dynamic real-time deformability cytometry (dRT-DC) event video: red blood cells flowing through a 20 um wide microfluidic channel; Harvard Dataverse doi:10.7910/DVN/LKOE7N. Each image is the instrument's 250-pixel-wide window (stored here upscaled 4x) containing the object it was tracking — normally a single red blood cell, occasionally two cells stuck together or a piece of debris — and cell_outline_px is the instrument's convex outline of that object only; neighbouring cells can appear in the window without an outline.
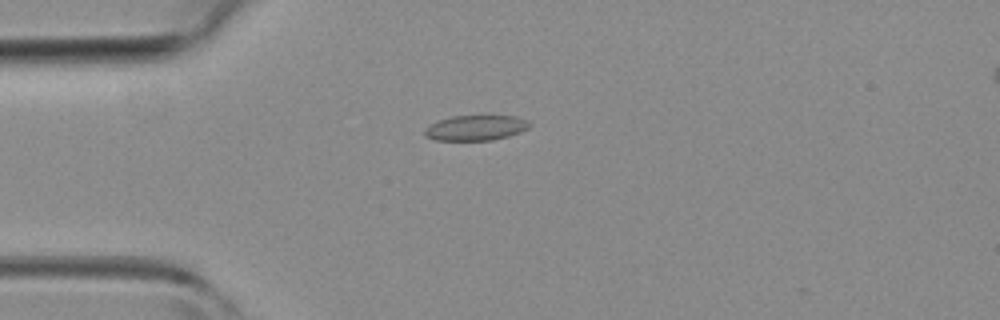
{"species": "common noctule bat (a hibernating species)", "species_latin": "Nyctalus noctula", "temperature_condition": "room temperature", "stored_images_in_passage": 36, "camera_frame_rate_fps": 3000, "um_per_image_px": 0.085, "animal": {"sex": "female", "body_mass_g": 19.3, "forearm_length_mm": 54.1}, "frame": {"image": 1, "passage_image": 3, "time_ms": 0.667, "image_size_px": [1000, 320], "cell_outline_px": [[532, 124], [528, 128], [520, 132], [508, 136], [492, 140], [436, 140], [424, 136], [424, 128], [436, 120], [452, 116], [492, 112], [516, 116], [528, 120]], "centroid_in_image_um": [40.47, 10.8], "position_along_channel_um": 44.5, "area_um2": 16.47}}
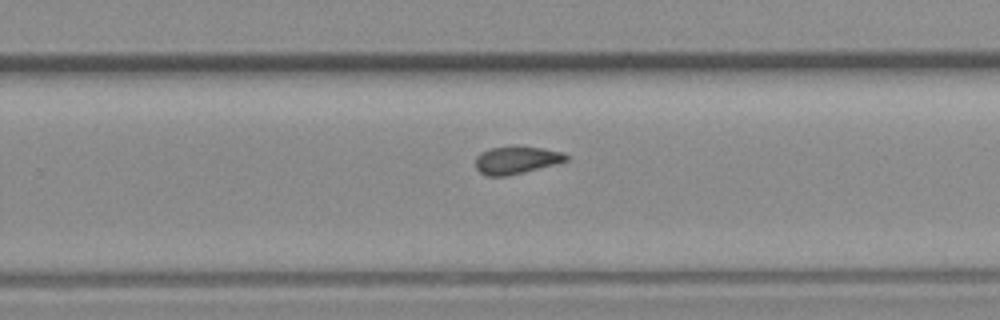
{"frame": {"image": 2, "passage_image": 20, "time_ms": 6.333, "image_size_px": [1000, 320], "cell_outline_px": [[568, 160], [556, 164], [524, 172], [504, 176], [484, 176], [476, 168], [476, 156], [492, 148], [540, 148], [564, 152], [568, 156]], "centroid_in_image_um": [43.91, 13.64], "position_along_channel_um": 285.9, "area_um2": 14.05}}
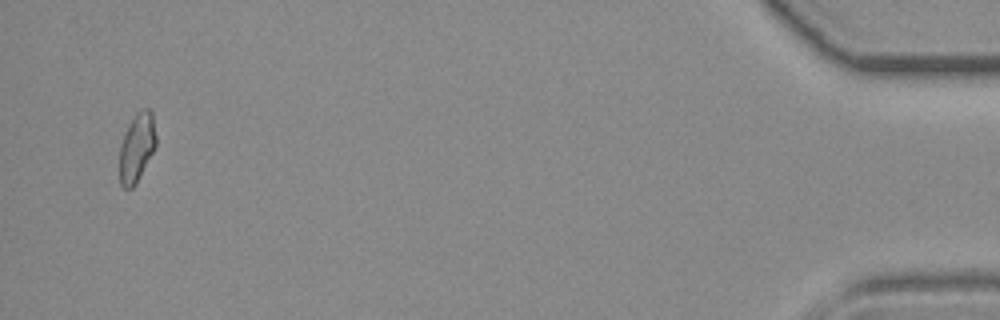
{"frame": {"image": 3, "passage_image": 35, "time_ms": 11.333, "image_size_px": [1000, 320], "cell_outline_px": [[156, 148], [136, 184], [132, 188], [124, 188], [120, 184], [120, 144], [124, 132], [128, 124], [136, 112], [144, 108], [148, 108], [152, 112], [156, 136]], "centroid_in_image_um": [11.64, 12.53], "position_along_channel_um": 423.6, "area_um2": 14.85}}